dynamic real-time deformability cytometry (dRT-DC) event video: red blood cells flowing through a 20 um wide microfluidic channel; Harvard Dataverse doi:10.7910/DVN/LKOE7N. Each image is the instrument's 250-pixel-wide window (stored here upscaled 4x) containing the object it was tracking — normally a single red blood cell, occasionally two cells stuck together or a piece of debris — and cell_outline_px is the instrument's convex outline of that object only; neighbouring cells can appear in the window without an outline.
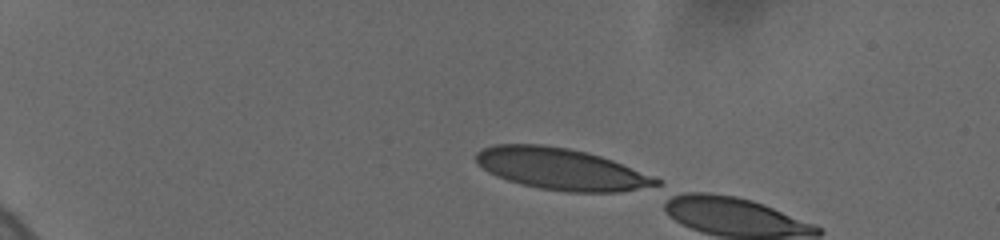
{"species": "human", "species_latin": "Homo sapiens", "temperature_condition": "cold", "stored_images_in_passage": 5, "camera_frame_rate_fps": 3000, "um_per_image_px": 0.085, "donor": {"sex": "female"}, "frame": {"image": 1, "passage_image": 1, "time_ms": 0.0, "image_size_px": [1000, 240], "cell_outline_px": [[660, 188], [620, 192], [568, 192], [540, 188], [520, 184], [496, 176], [488, 172], [476, 160], [476, 152], [480, 148], [496, 144], [540, 144], [568, 148], [588, 152], [612, 160], [652, 176], [660, 180]], "centroid_in_image_um": [47.75, 14.38], "position_along_channel_um": 37.3, "area_um2": 43.93}}